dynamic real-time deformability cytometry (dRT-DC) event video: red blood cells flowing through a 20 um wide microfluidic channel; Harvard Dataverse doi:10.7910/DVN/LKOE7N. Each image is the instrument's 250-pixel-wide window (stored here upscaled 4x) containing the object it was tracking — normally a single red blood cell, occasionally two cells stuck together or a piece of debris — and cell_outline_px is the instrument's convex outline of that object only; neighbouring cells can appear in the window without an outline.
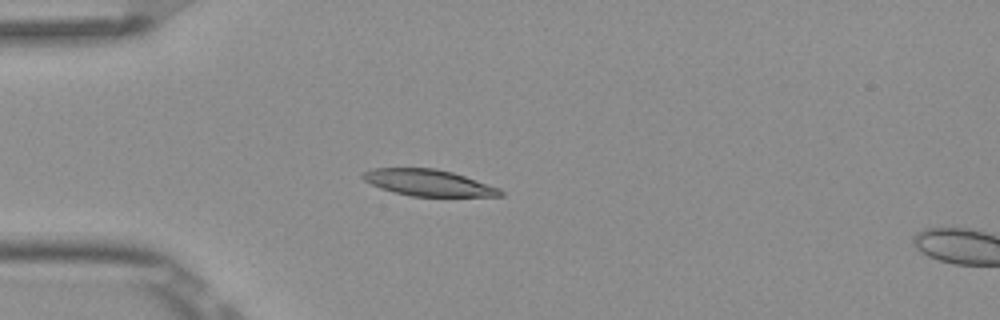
{"species": "Egyptian fruit bat (a non-hibernating species)", "species_latin": "Rousettus aegyptiacus", "temperature_condition": "room temperature", "stored_images_in_passage": 5, "segment_of_instrument_passage": [1, 2], "camera_frame_rate_fps": 3000, "um_per_image_px": 0.085, "frame": {"image": 1, "passage_image": 4, "time_ms": 1.0, "image_size_px": [1000, 320], "cell_outline_px": [[504, 196], [412, 196], [380, 188], [364, 180], [360, 176], [364, 172], [372, 168], [436, 168], [452, 172], [500, 188], [504, 192]], "centroid_in_image_um": [36.42, 15.53], "position_along_channel_um": 48.6, "area_um2": 20.98}}